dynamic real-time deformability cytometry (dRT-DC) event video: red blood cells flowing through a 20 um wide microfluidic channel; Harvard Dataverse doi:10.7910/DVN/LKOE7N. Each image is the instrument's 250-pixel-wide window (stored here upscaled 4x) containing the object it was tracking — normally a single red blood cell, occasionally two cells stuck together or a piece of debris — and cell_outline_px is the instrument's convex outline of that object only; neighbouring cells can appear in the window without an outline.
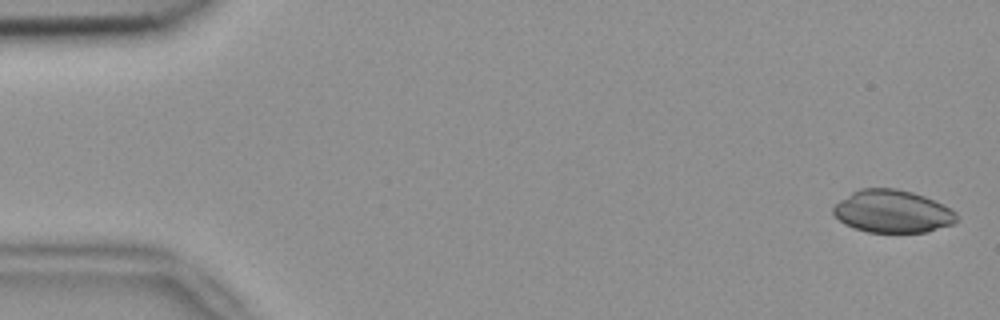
{"species": "common noctule bat (a hibernating species)", "species_latin": "Nyctalus noctula", "temperature_condition": "room temperature", "stored_images_in_passage": 53, "camera_frame_rate_fps": 3000, "um_per_image_px": 0.085, "animal": {"sex": "female", "body_mass_g": 18.4}, "frame": {"image": 1, "passage_image": 2, "time_ms": 0.333, "image_size_px": [1000, 320], "cell_outline_px": [[956, 220], [952, 224], [928, 232], [868, 232], [844, 224], [832, 212], [832, 208], [840, 200], [852, 192], [860, 188], [896, 188], [912, 192], [924, 196], [956, 212]], "centroid_in_image_um": [75.83, 17.97], "position_along_channel_um": 9.2, "area_um2": 30.35}}
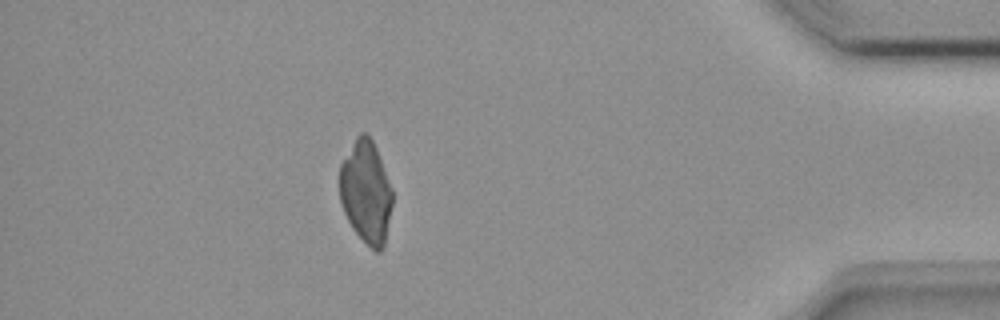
{"frame": {"image": 2, "passage_image": 47, "time_ms": 15.333, "image_size_px": [1000, 320], "cell_outline_px": [[392, 204], [384, 244], [380, 252], [376, 252], [352, 228], [340, 204], [340, 164], [356, 136], [360, 132], [364, 132], [372, 140], [376, 148], [392, 188]], "centroid_in_image_um": [31.1, 16.29], "position_along_channel_um": 404.1, "area_um2": 31.27}}